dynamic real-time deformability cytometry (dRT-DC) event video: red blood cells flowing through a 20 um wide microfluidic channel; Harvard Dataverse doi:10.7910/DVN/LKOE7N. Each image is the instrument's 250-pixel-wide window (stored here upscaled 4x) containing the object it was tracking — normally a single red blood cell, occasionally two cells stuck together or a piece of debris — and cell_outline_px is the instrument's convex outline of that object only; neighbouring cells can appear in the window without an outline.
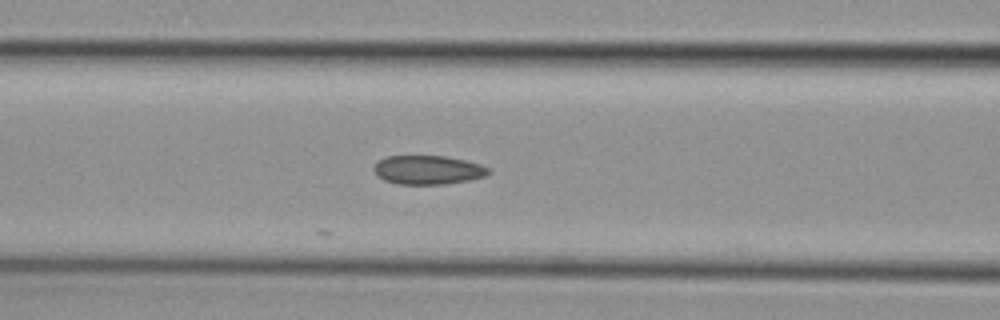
{"species": "common noctule bat (a hibernating species)", "species_latin": "Nyctalus noctula", "temperature_condition": "cold", "stored_images_in_passage": 19, "camera_frame_rate_fps": 3000, "um_per_image_px": 0.085, "animal": {"sex": "female", "body_mass_g": 29.2, "forearm_length_mm": 56.3}, "frame": {"image": 1, "passage_image": 6, "time_ms": 1.667, "image_size_px": [1000, 320], "cell_outline_px": [[492, 172], [484, 176], [468, 180], [444, 184], [396, 184], [384, 180], [376, 176], [372, 168], [384, 156], [444, 156], [464, 160], [480, 164], [488, 168]], "centroid_in_image_um": [36.33, 14.44], "position_along_channel_um": 130.3, "area_um2": 19.31}}
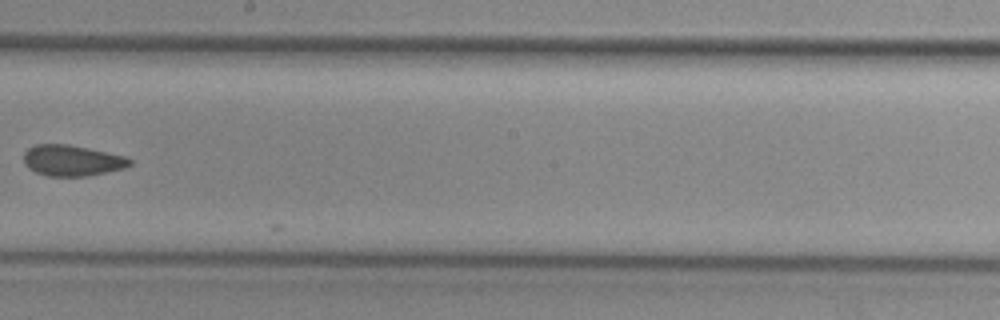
{"frame": {"image": 2, "passage_image": 15, "time_ms": 4.667, "image_size_px": [1000, 320], "cell_outline_px": [[132, 164], [124, 168], [88, 176], [48, 176], [36, 172], [28, 168], [24, 164], [24, 152], [28, 148], [36, 144], [68, 144], [124, 156], [132, 160]], "centroid_in_image_um": [6.1, 13.64], "position_along_channel_um": 242.1, "area_um2": 19.02}}
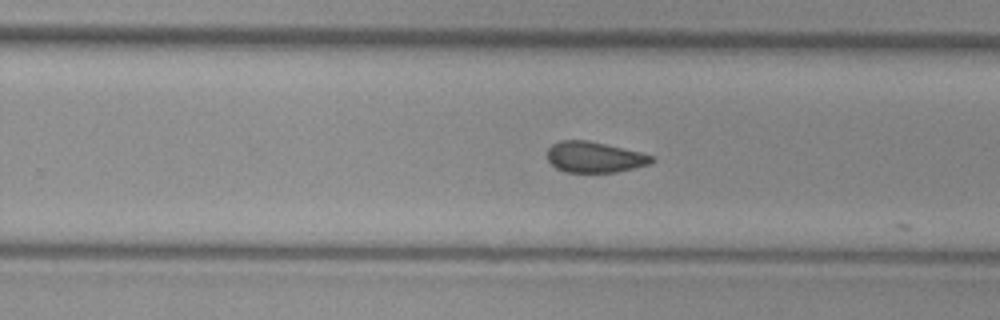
{"frame": {"image": 3, "passage_image": 18, "time_ms": 5.667, "image_size_px": [1000, 320], "cell_outline_px": [[656, 160], [652, 164], [616, 172], [564, 172], [556, 168], [548, 160], [548, 148], [552, 144], [560, 140], [588, 140], [640, 152], [652, 156]], "centroid_in_image_um": [50.54, 13.36], "position_along_channel_um": 279.3, "area_um2": 18.79}}